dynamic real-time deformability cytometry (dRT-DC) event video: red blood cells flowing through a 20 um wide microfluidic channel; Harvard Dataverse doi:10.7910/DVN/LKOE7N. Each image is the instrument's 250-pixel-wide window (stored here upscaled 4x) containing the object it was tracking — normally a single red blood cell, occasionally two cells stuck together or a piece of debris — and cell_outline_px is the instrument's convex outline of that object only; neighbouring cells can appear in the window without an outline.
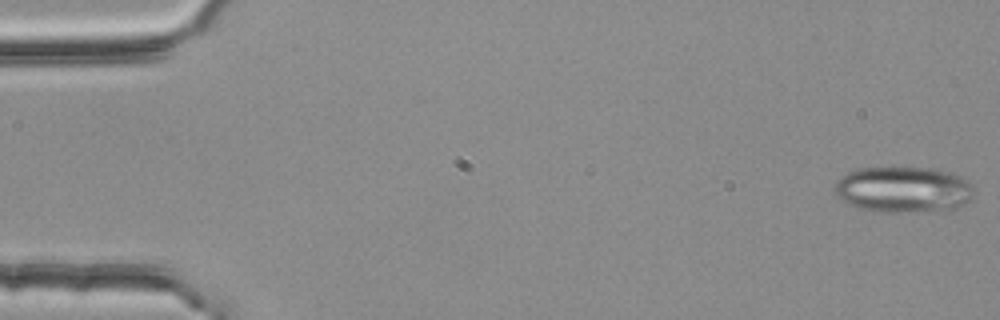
{"species": "common noctule bat (a hibernating species)", "species_latin": "Nyctalus noctula", "temperature_condition": "room temperature", "stored_images_in_passage": 55, "camera_frame_rate_fps": 3000, "um_per_image_px": 0.085, "animal": {"sex": "female", "body_mass_g": 25.1}, "frame": {"image": 1, "passage_image": 1, "time_ms": 0.0, "image_size_px": [1000, 320], "cell_outline_px": [[972, 196], [964, 204], [952, 208], [908, 212], [876, 212], [860, 208], [848, 204], [840, 200], [832, 188], [836, 180], [848, 172], [856, 168], [936, 168], [948, 172], [972, 184]], "centroid_in_image_um": [76.68, 16.11], "position_along_channel_um": 8.3, "area_um2": 37.11}}
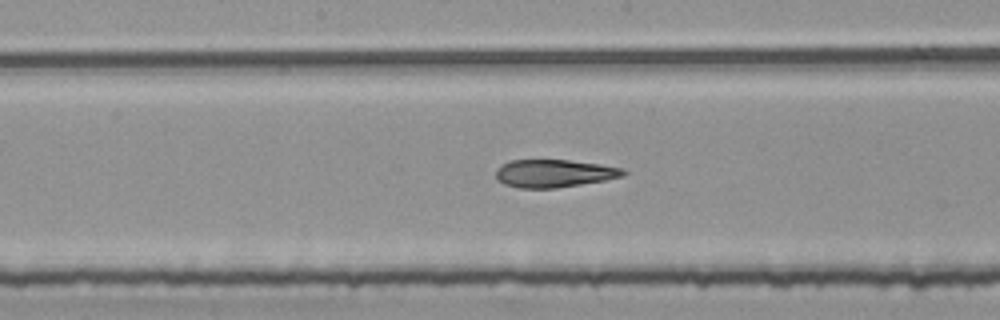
{"frame": {"image": 2, "passage_image": 28, "time_ms": 9.0, "image_size_px": [1000, 320], "cell_outline_px": [[628, 172], [624, 176], [604, 180], [556, 188], [520, 188], [504, 184], [496, 180], [496, 168], [512, 160], [568, 160], [600, 164], [624, 168]], "centroid_in_image_um": [47.11, 14.74], "position_along_channel_um": 201.1, "area_um2": 20.63}}
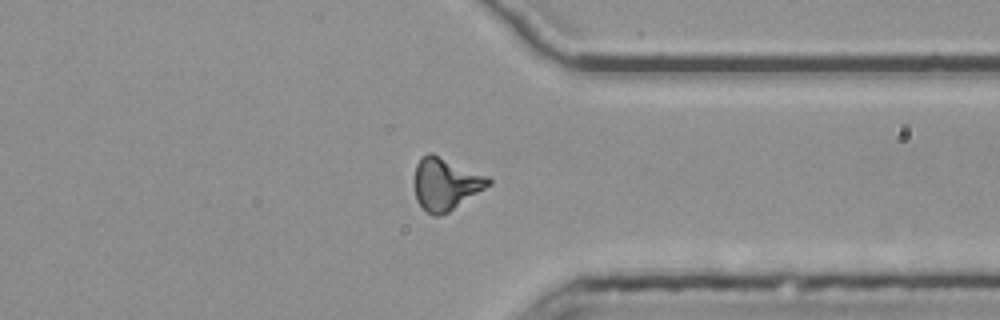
{"frame": {"image": 3, "passage_image": 42, "time_ms": 13.667, "image_size_px": [1000, 320], "cell_outline_px": [[492, 184], [448, 212], [440, 216], [432, 216], [416, 200], [412, 180], [416, 164], [420, 156], [428, 152], [432, 152], [488, 176], [492, 180]], "centroid_in_image_um": [37.84, 15.6], "position_along_channel_um": 373.6, "area_um2": 22.95}, "authors_computed_cell_mechanics": {"area_um2": 21.7328, "velocity_mm_per_s": 3.7873, "shape_relaxation_time_tau1_ms": null, "shape_relaxation_time_tau2_ms": 4.3977, "deformation_change_tau1": null, "deformation_change_tau2": 0.1532}}